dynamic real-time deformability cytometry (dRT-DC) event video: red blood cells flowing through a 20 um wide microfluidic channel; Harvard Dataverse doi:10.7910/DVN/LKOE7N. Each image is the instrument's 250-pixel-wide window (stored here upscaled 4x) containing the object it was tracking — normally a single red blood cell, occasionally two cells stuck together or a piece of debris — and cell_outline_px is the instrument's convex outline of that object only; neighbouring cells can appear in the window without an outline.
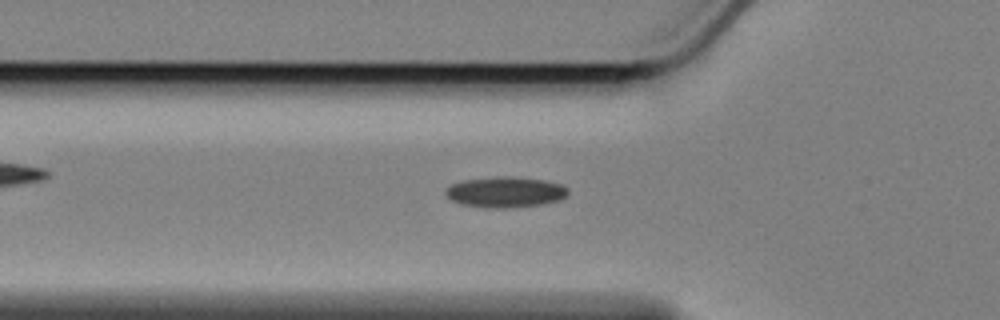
{"species": "Egyptian fruit bat (a non-hibernating species)", "species_latin": "Rousettus aegyptiacus", "temperature_condition": "cold", "stored_images_in_passage": 59, "camera_frame_rate_fps": 3000, "um_per_image_px": 0.085, "animal": {"sex": "female"}, "frame": {"image": 1, "passage_image": 19, "time_ms": 6.0, "image_size_px": [1000, 320], "cell_outline_px": [[568, 192], [560, 200], [544, 204], [508, 208], [488, 208], [460, 204], [452, 200], [444, 192], [452, 184], [464, 180], [496, 176], [512, 176], [544, 180], [560, 184], [568, 188]], "centroid_in_image_um": [42.96, 16.33], "position_along_channel_um": 82.8, "area_um2": 21.91}}
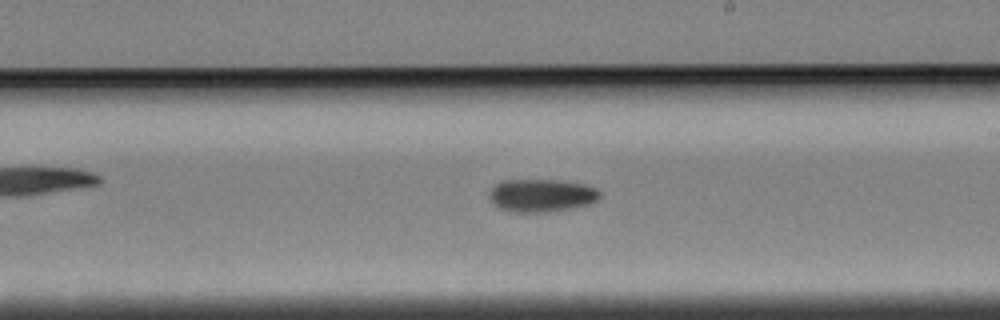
{"frame": {"image": 2, "passage_image": 33, "time_ms": 10.667, "image_size_px": [1000, 320], "cell_outline_px": [[600, 200], [592, 204], [544, 212], [512, 212], [500, 208], [492, 204], [488, 196], [488, 192], [496, 184], [504, 180], [560, 180], [584, 184], [596, 188], [600, 192]], "centroid_in_image_um": [46.03, 16.61], "position_along_channel_um": 243.0, "area_um2": 21.33}}
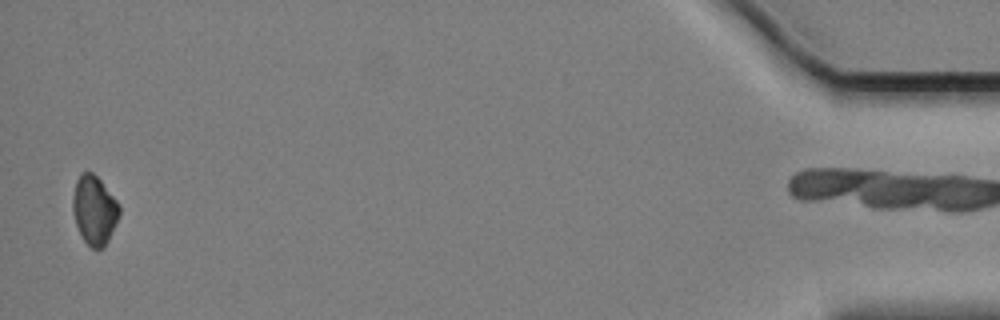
{"frame": {"image": 3, "passage_image": 57, "time_ms": 18.667, "image_size_px": [1000, 320], "cell_outline_px": [[120, 212], [112, 232], [104, 248], [92, 248], [84, 240], [76, 224], [72, 208], [72, 196], [76, 180], [80, 172], [92, 172], [100, 180], [120, 204]], "centroid_in_image_um": [8.01, 17.83], "position_along_channel_um": 427.2, "area_um2": 18.61}, "authors_computed_cell_mechanics": {"area_um2": 20.1144, "velocity_mm_per_s": 3.4113, "shape_relaxation_time_tau1_ms": 6.7351, "shape_relaxation_time_tau2_ms": null, "deformation_change_tau1": 0.0781, "deformation_change_tau2": null}}